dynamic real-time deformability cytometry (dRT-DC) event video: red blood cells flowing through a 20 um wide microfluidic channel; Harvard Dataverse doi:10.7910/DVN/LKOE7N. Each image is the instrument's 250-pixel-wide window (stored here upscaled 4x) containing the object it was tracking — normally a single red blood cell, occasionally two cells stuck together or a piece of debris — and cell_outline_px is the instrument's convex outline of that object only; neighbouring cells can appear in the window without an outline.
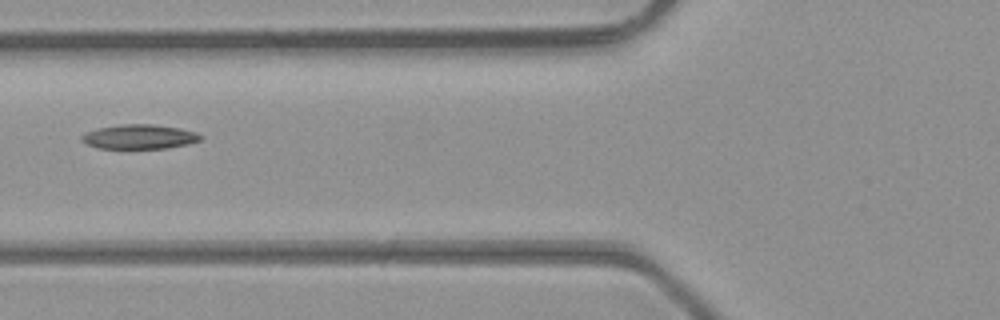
{"species": "common noctule bat (a hibernating species)", "species_latin": "Nyctalus noctula", "temperature_condition": "room temperature", "stored_images_in_passage": 3, "camera_frame_rate_fps": 3000, "um_per_image_px": 0.085, "animal": {"sex": "male", "body_mass_g": 23.1, "forearm_length_mm": 52.7}, "frame": {"image": 1, "passage_image": 2, "time_ms": 0.333, "image_size_px": [1000, 320], "cell_outline_px": [[200, 140], [188, 144], [168, 148], [100, 148], [88, 144], [80, 140], [80, 136], [84, 132], [96, 128], [120, 124], [152, 124], [180, 128], [196, 132], [200, 136]], "centroid_in_image_um": [11.8, 11.61], "position_along_channel_um": 114.0, "area_um2": 16.94}}
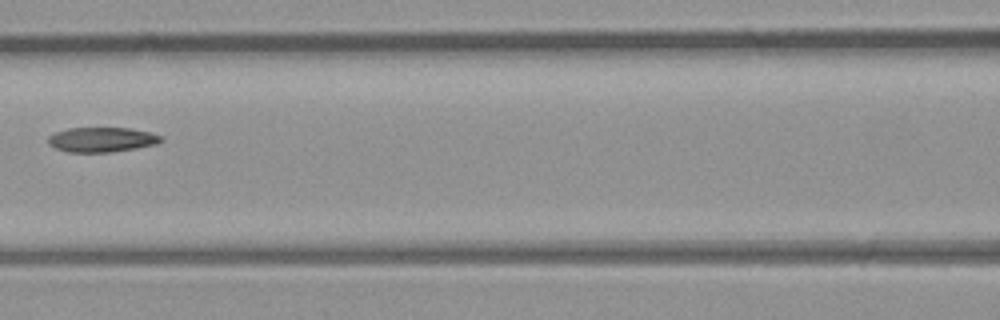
{"frame": {"image": 2, "passage_image": 3, "time_ms": 0.667, "image_size_px": [1000, 320], "cell_outline_px": [[164, 140], [156, 144], [136, 148], [112, 152], [68, 152], [56, 148], [48, 144], [48, 136], [56, 132], [68, 128], [128, 128], [148, 132], [160, 136]], "centroid_in_image_um": [8.63, 11.87], "position_along_channel_um": 158.0, "area_um2": 16.18}}